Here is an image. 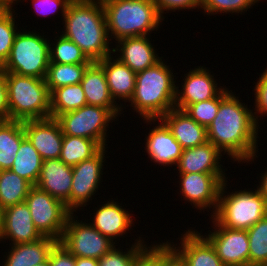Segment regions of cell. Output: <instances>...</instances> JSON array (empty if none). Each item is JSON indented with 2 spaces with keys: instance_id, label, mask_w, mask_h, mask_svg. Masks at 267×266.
Masks as SVG:
<instances>
[{
  "instance_id": "20",
  "label": "cell",
  "mask_w": 267,
  "mask_h": 266,
  "mask_svg": "<svg viewBox=\"0 0 267 266\" xmlns=\"http://www.w3.org/2000/svg\"><path fill=\"white\" fill-rule=\"evenodd\" d=\"M158 122L153 129H149L148 136L146 135L145 151L148 158L154 163L161 166H176L183 148L179 142L173 137L170 129L166 124L158 119Z\"/></svg>"
},
{
  "instance_id": "24",
  "label": "cell",
  "mask_w": 267,
  "mask_h": 266,
  "mask_svg": "<svg viewBox=\"0 0 267 266\" xmlns=\"http://www.w3.org/2000/svg\"><path fill=\"white\" fill-rule=\"evenodd\" d=\"M80 84L82 85L87 105L108 108L116 117L122 114L123 104L115 103L112 99L104 70L97 62H92L87 67Z\"/></svg>"
},
{
  "instance_id": "16",
  "label": "cell",
  "mask_w": 267,
  "mask_h": 266,
  "mask_svg": "<svg viewBox=\"0 0 267 266\" xmlns=\"http://www.w3.org/2000/svg\"><path fill=\"white\" fill-rule=\"evenodd\" d=\"M43 236L36 229L26 202L4 209L1 241L9 239L14 244L33 243Z\"/></svg>"
},
{
  "instance_id": "9",
  "label": "cell",
  "mask_w": 267,
  "mask_h": 266,
  "mask_svg": "<svg viewBox=\"0 0 267 266\" xmlns=\"http://www.w3.org/2000/svg\"><path fill=\"white\" fill-rule=\"evenodd\" d=\"M32 221L43 237L60 241L67 220L72 212L61 200L33 186L26 199Z\"/></svg>"
},
{
  "instance_id": "31",
  "label": "cell",
  "mask_w": 267,
  "mask_h": 266,
  "mask_svg": "<svg viewBox=\"0 0 267 266\" xmlns=\"http://www.w3.org/2000/svg\"><path fill=\"white\" fill-rule=\"evenodd\" d=\"M101 149L102 147L92 139L64 135L59 159L67 165L75 166L92 158Z\"/></svg>"
},
{
  "instance_id": "43",
  "label": "cell",
  "mask_w": 267,
  "mask_h": 266,
  "mask_svg": "<svg viewBox=\"0 0 267 266\" xmlns=\"http://www.w3.org/2000/svg\"><path fill=\"white\" fill-rule=\"evenodd\" d=\"M48 262L50 266H75V256L57 242L49 252Z\"/></svg>"
},
{
  "instance_id": "17",
  "label": "cell",
  "mask_w": 267,
  "mask_h": 266,
  "mask_svg": "<svg viewBox=\"0 0 267 266\" xmlns=\"http://www.w3.org/2000/svg\"><path fill=\"white\" fill-rule=\"evenodd\" d=\"M196 231L189 229L181 234L179 246L172 244L175 253L186 266H225L210 241Z\"/></svg>"
},
{
  "instance_id": "5",
  "label": "cell",
  "mask_w": 267,
  "mask_h": 266,
  "mask_svg": "<svg viewBox=\"0 0 267 266\" xmlns=\"http://www.w3.org/2000/svg\"><path fill=\"white\" fill-rule=\"evenodd\" d=\"M7 86L9 120L50 117V91L45 79L3 72Z\"/></svg>"
},
{
  "instance_id": "13",
  "label": "cell",
  "mask_w": 267,
  "mask_h": 266,
  "mask_svg": "<svg viewBox=\"0 0 267 266\" xmlns=\"http://www.w3.org/2000/svg\"><path fill=\"white\" fill-rule=\"evenodd\" d=\"M213 232L204 235L216 250L225 266H249L247 230L222 227L212 216ZM216 227V228H215Z\"/></svg>"
},
{
  "instance_id": "29",
  "label": "cell",
  "mask_w": 267,
  "mask_h": 266,
  "mask_svg": "<svg viewBox=\"0 0 267 266\" xmlns=\"http://www.w3.org/2000/svg\"><path fill=\"white\" fill-rule=\"evenodd\" d=\"M33 185L16 173L0 170V206L6 209L25 202Z\"/></svg>"
},
{
  "instance_id": "42",
  "label": "cell",
  "mask_w": 267,
  "mask_h": 266,
  "mask_svg": "<svg viewBox=\"0 0 267 266\" xmlns=\"http://www.w3.org/2000/svg\"><path fill=\"white\" fill-rule=\"evenodd\" d=\"M157 7L160 16L164 19V11L189 10L200 8V0H152Z\"/></svg>"
},
{
  "instance_id": "14",
  "label": "cell",
  "mask_w": 267,
  "mask_h": 266,
  "mask_svg": "<svg viewBox=\"0 0 267 266\" xmlns=\"http://www.w3.org/2000/svg\"><path fill=\"white\" fill-rule=\"evenodd\" d=\"M181 91L176 86L175 108L185 110L189 105L217 97L226 87H218L206 67L199 66L184 75Z\"/></svg>"
},
{
  "instance_id": "22",
  "label": "cell",
  "mask_w": 267,
  "mask_h": 266,
  "mask_svg": "<svg viewBox=\"0 0 267 266\" xmlns=\"http://www.w3.org/2000/svg\"><path fill=\"white\" fill-rule=\"evenodd\" d=\"M160 119L183 149L193 148L208 141L207 128L197 123L184 110L174 107Z\"/></svg>"
},
{
  "instance_id": "40",
  "label": "cell",
  "mask_w": 267,
  "mask_h": 266,
  "mask_svg": "<svg viewBox=\"0 0 267 266\" xmlns=\"http://www.w3.org/2000/svg\"><path fill=\"white\" fill-rule=\"evenodd\" d=\"M254 86V97H255V109L253 112L256 122L258 123L260 119H258L261 115L265 117L267 115V69L261 76H259V80ZM260 114V116L258 115ZM265 114V115H264Z\"/></svg>"
},
{
  "instance_id": "41",
  "label": "cell",
  "mask_w": 267,
  "mask_h": 266,
  "mask_svg": "<svg viewBox=\"0 0 267 266\" xmlns=\"http://www.w3.org/2000/svg\"><path fill=\"white\" fill-rule=\"evenodd\" d=\"M25 1V0H24ZM34 10L38 15L47 16L50 14H56L59 8H61V15L64 17L66 14L68 5L72 0H31Z\"/></svg>"
},
{
  "instance_id": "18",
  "label": "cell",
  "mask_w": 267,
  "mask_h": 266,
  "mask_svg": "<svg viewBox=\"0 0 267 266\" xmlns=\"http://www.w3.org/2000/svg\"><path fill=\"white\" fill-rule=\"evenodd\" d=\"M148 36L127 37L118 40L113 55L126 64L133 72L138 73L154 66L163 57H159Z\"/></svg>"
},
{
  "instance_id": "21",
  "label": "cell",
  "mask_w": 267,
  "mask_h": 266,
  "mask_svg": "<svg viewBox=\"0 0 267 266\" xmlns=\"http://www.w3.org/2000/svg\"><path fill=\"white\" fill-rule=\"evenodd\" d=\"M114 200H107L104 204L96 208L92 223L105 237L114 242L115 239L126 235L127 230H131L133 224L132 215L122 205ZM130 228V229H129Z\"/></svg>"
},
{
  "instance_id": "26",
  "label": "cell",
  "mask_w": 267,
  "mask_h": 266,
  "mask_svg": "<svg viewBox=\"0 0 267 266\" xmlns=\"http://www.w3.org/2000/svg\"><path fill=\"white\" fill-rule=\"evenodd\" d=\"M53 238L42 237L33 243L10 245L11 250L3 266H36L48 260L49 252L57 243Z\"/></svg>"
},
{
  "instance_id": "2",
  "label": "cell",
  "mask_w": 267,
  "mask_h": 266,
  "mask_svg": "<svg viewBox=\"0 0 267 266\" xmlns=\"http://www.w3.org/2000/svg\"><path fill=\"white\" fill-rule=\"evenodd\" d=\"M62 18L65 24L62 35L77 44L92 62L112 55L101 0H72Z\"/></svg>"
},
{
  "instance_id": "36",
  "label": "cell",
  "mask_w": 267,
  "mask_h": 266,
  "mask_svg": "<svg viewBox=\"0 0 267 266\" xmlns=\"http://www.w3.org/2000/svg\"><path fill=\"white\" fill-rule=\"evenodd\" d=\"M15 10L0 8V67L9 57L14 38L19 30L15 25Z\"/></svg>"
},
{
  "instance_id": "12",
  "label": "cell",
  "mask_w": 267,
  "mask_h": 266,
  "mask_svg": "<svg viewBox=\"0 0 267 266\" xmlns=\"http://www.w3.org/2000/svg\"><path fill=\"white\" fill-rule=\"evenodd\" d=\"M226 173H179L180 194L183 199L194 205L195 208L210 209L215 213L221 186L226 178Z\"/></svg>"
},
{
  "instance_id": "37",
  "label": "cell",
  "mask_w": 267,
  "mask_h": 266,
  "mask_svg": "<svg viewBox=\"0 0 267 266\" xmlns=\"http://www.w3.org/2000/svg\"><path fill=\"white\" fill-rule=\"evenodd\" d=\"M260 0H200V9L207 15L217 13H243Z\"/></svg>"
},
{
  "instance_id": "8",
  "label": "cell",
  "mask_w": 267,
  "mask_h": 266,
  "mask_svg": "<svg viewBox=\"0 0 267 266\" xmlns=\"http://www.w3.org/2000/svg\"><path fill=\"white\" fill-rule=\"evenodd\" d=\"M116 118L108 108L85 105L59 115L56 120L64 135L92 139L103 148L107 145L109 123Z\"/></svg>"
},
{
  "instance_id": "45",
  "label": "cell",
  "mask_w": 267,
  "mask_h": 266,
  "mask_svg": "<svg viewBox=\"0 0 267 266\" xmlns=\"http://www.w3.org/2000/svg\"><path fill=\"white\" fill-rule=\"evenodd\" d=\"M75 266H99V260L87 257H75Z\"/></svg>"
},
{
  "instance_id": "7",
  "label": "cell",
  "mask_w": 267,
  "mask_h": 266,
  "mask_svg": "<svg viewBox=\"0 0 267 266\" xmlns=\"http://www.w3.org/2000/svg\"><path fill=\"white\" fill-rule=\"evenodd\" d=\"M41 33L18 30L2 72L45 79L50 63V40Z\"/></svg>"
},
{
  "instance_id": "3",
  "label": "cell",
  "mask_w": 267,
  "mask_h": 266,
  "mask_svg": "<svg viewBox=\"0 0 267 266\" xmlns=\"http://www.w3.org/2000/svg\"><path fill=\"white\" fill-rule=\"evenodd\" d=\"M169 67L161 59L154 66L136 73L135 91L129 103L145 123L154 124L175 107L178 84L175 85V76Z\"/></svg>"
},
{
  "instance_id": "49",
  "label": "cell",
  "mask_w": 267,
  "mask_h": 266,
  "mask_svg": "<svg viewBox=\"0 0 267 266\" xmlns=\"http://www.w3.org/2000/svg\"><path fill=\"white\" fill-rule=\"evenodd\" d=\"M3 215H4V209L0 206V241H1V233L3 227Z\"/></svg>"
},
{
  "instance_id": "30",
  "label": "cell",
  "mask_w": 267,
  "mask_h": 266,
  "mask_svg": "<svg viewBox=\"0 0 267 266\" xmlns=\"http://www.w3.org/2000/svg\"><path fill=\"white\" fill-rule=\"evenodd\" d=\"M85 105L87 101L80 83L56 88L50 93V117L52 118Z\"/></svg>"
},
{
  "instance_id": "46",
  "label": "cell",
  "mask_w": 267,
  "mask_h": 266,
  "mask_svg": "<svg viewBox=\"0 0 267 266\" xmlns=\"http://www.w3.org/2000/svg\"><path fill=\"white\" fill-rule=\"evenodd\" d=\"M262 176H260V182L257 186L258 192L265 198V201L267 202V171L265 173H261Z\"/></svg>"
},
{
  "instance_id": "6",
  "label": "cell",
  "mask_w": 267,
  "mask_h": 266,
  "mask_svg": "<svg viewBox=\"0 0 267 266\" xmlns=\"http://www.w3.org/2000/svg\"><path fill=\"white\" fill-rule=\"evenodd\" d=\"M227 182L225 180L221 186L218 206L211 216L222 227L248 230L267 215V202L257 189L227 193Z\"/></svg>"
},
{
  "instance_id": "19",
  "label": "cell",
  "mask_w": 267,
  "mask_h": 266,
  "mask_svg": "<svg viewBox=\"0 0 267 266\" xmlns=\"http://www.w3.org/2000/svg\"><path fill=\"white\" fill-rule=\"evenodd\" d=\"M35 186L64 202L70 210L72 166L61 159L44 160Z\"/></svg>"
},
{
  "instance_id": "23",
  "label": "cell",
  "mask_w": 267,
  "mask_h": 266,
  "mask_svg": "<svg viewBox=\"0 0 267 266\" xmlns=\"http://www.w3.org/2000/svg\"><path fill=\"white\" fill-rule=\"evenodd\" d=\"M222 154L224 153L207 141L202 145L183 149L176 168L178 173H224L225 169L219 162Z\"/></svg>"
},
{
  "instance_id": "34",
  "label": "cell",
  "mask_w": 267,
  "mask_h": 266,
  "mask_svg": "<svg viewBox=\"0 0 267 266\" xmlns=\"http://www.w3.org/2000/svg\"><path fill=\"white\" fill-rule=\"evenodd\" d=\"M249 266H265L267 264V215L250 227Z\"/></svg>"
},
{
  "instance_id": "48",
  "label": "cell",
  "mask_w": 267,
  "mask_h": 266,
  "mask_svg": "<svg viewBox=\"0 0 267 266\" xmlns=\"http://www.w3.org/2000/svg\"><path fill=\"white\" fill-rule=\"evenodd\" d=\"M20 1L19 0H0V8L13 9V4L15 5V3H18Z\"/></svg>"
},
{
  "instance_id": "28",
  "label": "cell",
  "mask_w": 267,
  "mask_h": 266,
  "mask_svg": "<svg viewBox=\"0 0 267 266\" xmlns=\"http://www.w3.org/2000/svg\"><path fill=\"white\" fill-rule=\"evenodd\" d=\"M42 162L43 159L38 151L25 137L20 144L10 170L35 186L40 176Z\"/></svg>"
},
{
  "instance_id": "33",
  "label": "cell",
  "mask_w": 267,
  "mask_h": 266,
  "mask_svg": "<svg viewBox=\"0 0 267 266\" xmlns=\"http://www.w3.org/2000/svg\"><path fill=\"white\" fill-rule=\"evenodd\" d=\"M56 38V39H55ZM55 43H50V63L58 64H81L92 63L80 47L70 39L61 35L55 36ZM58 38V39H57Z\"/></svg>"
},
{
  "instance_id": "44",
  "label": "cell",
  "mask_w": 267,
  "mask_h": 266,
  "mask_svg": "<svg viewBox=\"0 0 267 266\" xmlns=\"http://www.w3.org/2000/svg\"><path fill=\"white\" fill-rule=\"evenodd\" d=\"M9 120V108L7 103V86L4 73L0 70V121Z\"/></svg>"
},
{
  "instance_id": "50",
  "label": "cell",
  "mask_w": 267,
  "mask_h": 266,
  "mask_svg": "<svg viewBox=\"0 0 267 266\" xmlns=\"http://www.w3.org/2000/svg\"><path fill=\"white\" fill-rule=\"evenodd\" d=\"M36 266H50L48 260L42 264L36 265Z\"/></svg>"
},
{
  "instance_id": "32",
  "label": "cell",
  "mask_w": 267,
  "mask_h": 266,
  "mask_svg": "<svg viewBox=\"0 0 267 266\" xmlns=\"http://www.w3.org/2000/svg\"><path fill=\"white\" fill-rule=\"evenodd\" d=\"M91 63L58 64L49 63L45 82L50 93L60 87L79 84Z\"/></svg>"
},
{
  "instance_id": "4",
  "label": "cell",
  "mask_w": 267,
  "mask_h": 266,
  "mask_svg": "<svg viewBox=\"0 0 267 266\" xmlns=\"http://www.w3.org/2000/svg\"><path fill=\"white\" fill-rule=\"evenodd\" d=\"M101 2L110 40L147 36L152 31H157L164 21L152 0H101Z\"/></svg>"
},
{
  "instance_id": "25",
  "label": "cell",
  "mask_w": 267,
  "mask_h": 266,
  "mask_svg": "<svg viewBox=\"0 0 267 266\" xmlns=\"http://www.w3.org/2000/svg\"><path fill=\"white\" fill-rule=\"evenodd\" d=\"M103 68L110 95L114 102L123 100L129 102L133 97L136 84V73L113 55L97 61Z\"/></svg>"
},
{
  "instance_id": "39",
  "label": "cell",
  "mask_w": 267,
  "mask_h": 266,
  "mask_svg": "<svg viewBox=\"0 0 267 266\" xmlns=\"http://www.w3.org/2000/svg\"><path fill=\"white\" fill-rule=\"evenodd\" d=\"M136 239L135 244L126 248L127 251L123 252V249H118L114 246L107 254L99 259V266H131L132 261L135 258L136 253L145 245L144 240ZM129 249V250H128Z\"/></svg>"
},
{
  "instance_id": "27",
  "label": "cell",
  "mask_w": 267,
  "mask_h": 266,
  "mask_svg": "<svg viewBox=\"0 0 267 266\" xmlns=\"http://www.w3.org/2000/svg\"><path fill=\"white\" fill-rule=\"evenodd\" d=\"M25 137L23 121H0V170H8L12 167Z\"/></svg>"
},
{
  "instance_id": "1",
  "label": "cell",
  "mask_w": 267,
  "mask_h": 266,
  "mask_svg": "<svg viewBox=\"0 0 267 266\" xmlns=\"http://www.w3.org/2000/svg\"><path fill=\"white\" fill-rule=\"evenodd\" d=\"M225 88L220 93L219 110L207 127V139L235 162L254 161L258 149V129L253 110Z\"/></svg>"
},
{
  "instance_id": "38",
  "label": "cell",
  "mask_w": 267,
  "mask_h": 266,
  "mask_svg": "<svg viewBox=\"0 0 267 266\" xmlns=\"http://www.w3.org/2000/svg\"><path fill=\"white\" fill-rule=\"evenodd\" d=\"M219 104L220 94L215 98L193 103L184 111L197 123L207 128L216 117L219 110Z\"/></svg>"
},
{
  "instance_id": "10",
  "label": "cell",
  "mask_w": 267,
  "mask_h": 266,
  "mask_svg": "<svg viewBox=\"0 0 267 266\" xmlns=\"http://www.w3.org/2000/svg\"><path fill=\"white\" fill-rule=\"evenodd\" d=\"M74 215L72 213L69 216L59 242L75 257L99 260L116 246L117 243L105 237L90 223L76 220L78 216Z\"/></svg>"
},
{
  "instance_id": "11",
  "label": "cell",
  "mask_w": 267,
  "mask_h": 266,
  "mask_svg": "<svg viewBox=\"0 0 267 266\" xmlns=\"http://www.w3.org/2000/svg\"><path fill=\"white\" fill-rule=\"evenodd\" d=\"M107 147H103L95 156L72 166V187L70 193V211L89 205L92 196L97 192L103 175V162Z\"/></svg>"
},
{
  "instance_id": "35",
  "label": "cell",
  "mask_w": 267,
  "mask_h": 266,
  "mask_svg": "<svg viewBox=\"0 0 267 266\" xmlns=\"http://www.w3.org/2000/svg\"><path fill=\"white\" fill-rule=\"evenodd\" d=\"M175 253L173 245L165 243L154 244L150 247L145 244L135 255L131 266H165L167 260Z\"/></svg>"
},
{
  "instance_id": "15",
  "label": "cell",
  "mask_w": 267,
  "mask_h": 266,
  "mask_svg": "<svg viewBox=\"0 0 267 266\" xmlns=\"http://www.w3.org/2000/svg\"><path fill=\"white\" fill-rule=\"evenodd\" d=\"M25 135L41 158L59 159L63 141V132L56 118L23 121Z\"/></svg>"
},
{
  "instance_id": "47",
  "label": "cell",
  "mask_w": 267,
  "mask_h": 266,
  "mask_svg": "<svg viewBox=\"0 0 267 266\" xmlns=\"http://www.w3.org/2000/svg\"><path fill=\"white\" fill-rule=\"evenodd\" d=\"M165 266H186L180 257L174 253L166 262Z\"/></svg>"
}]
</instances>
